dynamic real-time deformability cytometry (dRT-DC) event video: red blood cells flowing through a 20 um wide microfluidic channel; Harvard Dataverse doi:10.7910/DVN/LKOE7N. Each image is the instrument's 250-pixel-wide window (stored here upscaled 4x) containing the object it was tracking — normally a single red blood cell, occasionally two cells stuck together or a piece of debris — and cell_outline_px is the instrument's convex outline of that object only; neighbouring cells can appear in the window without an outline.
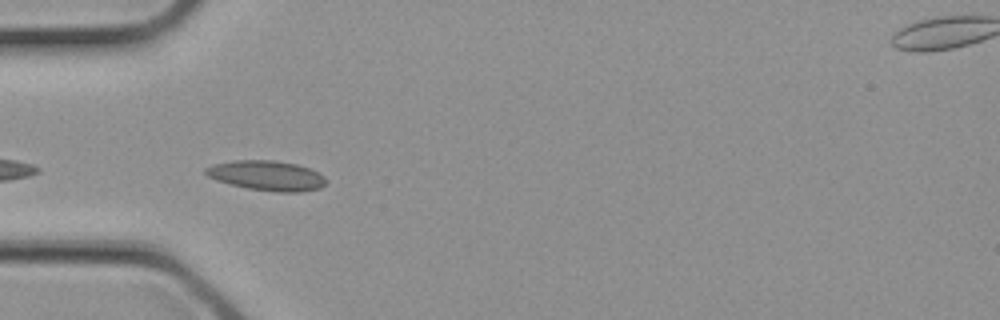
{"species": "common noctule bat (a hibernating species)", "species_latin": "Nyctalus noctula", "temperature_condition": "cold", "stored_images_in_passage": 2, "camera_frame_rate_fps": 3000, "um_per_image_px": 0.085, "animal": {"sex": "female", "body_mass_g": 21.9}, "frame": {"image": 1, "passage_image": 2, "time_ms": 0.333, "image_size_px": [1000, 320], "cell_outline_px": [[324, 184], [320, 188], [300, 192], [280, 192], [248, 188], [216, 180], [208, 176], [204, 172], [204, 168], [212, 164], [232, 160], [272, 160], [296, 164], [308, 168], [324, 176]], "centroid_in_image_um": [22.63, 14.91], "position_along_channel_um": 62.4, "area_um2": 20.75}}